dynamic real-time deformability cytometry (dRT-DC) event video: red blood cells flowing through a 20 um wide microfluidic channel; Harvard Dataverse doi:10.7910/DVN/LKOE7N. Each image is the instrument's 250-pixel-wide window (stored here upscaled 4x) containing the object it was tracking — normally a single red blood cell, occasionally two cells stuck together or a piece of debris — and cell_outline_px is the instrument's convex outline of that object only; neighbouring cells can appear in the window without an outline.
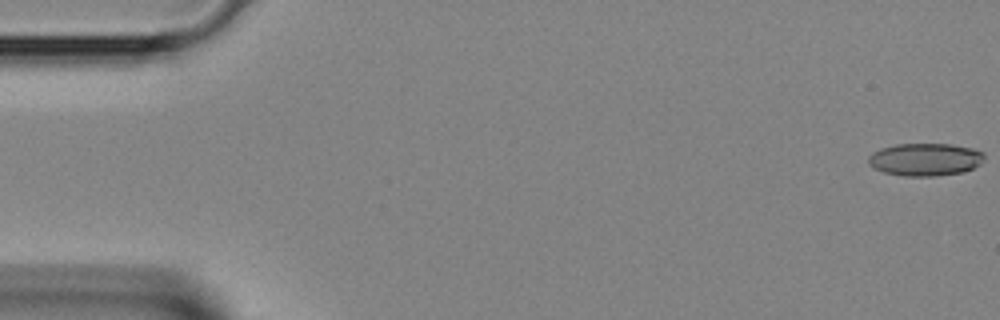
{"species": "Egyptian fruit bat (a non-hibernating species)", "species_latin": "Rousettus aegyptiacus", "temperature_condition": "room temperature", "stored_images_in_passage": 3, "camera_frame_rate_fps": 3000, "um_per_image_px": 0.085, "animal": {"sex": "female"}, "frame": {"image": 1, "passage_image": 1, "time_ms": 0.0, "image_size_px": [1000, 320], "cell_outline_px": [[984, 160], [980, 164], [964, 172], [936, 176], [904, 176], [884, 172], [868, 164], [868, 156], [872, 152], [880, 148], [896, 144], [952, 144], [972, 148], [984, 152]], "centroid_in_image_um": [78.65, 13.55], "position_along_channel_um": 6.4, "area_um2": 22.2}}